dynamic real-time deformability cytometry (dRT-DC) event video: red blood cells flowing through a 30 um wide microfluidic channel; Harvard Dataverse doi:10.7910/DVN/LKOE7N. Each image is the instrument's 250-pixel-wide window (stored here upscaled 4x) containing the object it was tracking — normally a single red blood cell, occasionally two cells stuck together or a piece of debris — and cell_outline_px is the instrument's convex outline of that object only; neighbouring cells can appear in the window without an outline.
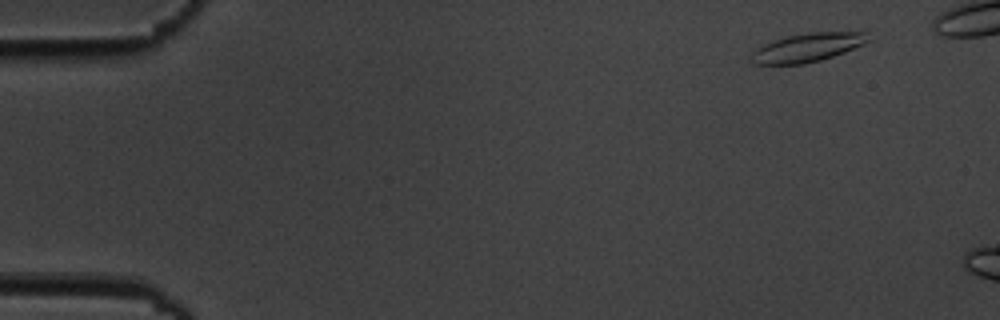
{"species": "common noctule bat (a hibernating species)", "species_latin": "Nyctalus noctula", "temperature_condition": "cold", "stored_images_in_passage": 2, "camera_frame_rate_fps": 3000, "um_per_image_px": 0.085, "animal": {"sex": "male", "body_mass_g": 19.5, "forearm_length_mm": 54.6}, "frame": {"image": 1, "passage_image": 2, "time_ms": 1.333, "image_size_px": [1000, 320], "cell_outline_px": [[872, 40], [864, 44], [844, 52], [820, 60], [804, 64], [752, 64], [748, 60], [752, 52], [756, 48], [764, 44], [788, 36], [812, 32], [868, 32]], "centroid_in_image_um": [68.64, 4.04], "position_along_channel_um": 16.4, "area_um2": 19.54}}